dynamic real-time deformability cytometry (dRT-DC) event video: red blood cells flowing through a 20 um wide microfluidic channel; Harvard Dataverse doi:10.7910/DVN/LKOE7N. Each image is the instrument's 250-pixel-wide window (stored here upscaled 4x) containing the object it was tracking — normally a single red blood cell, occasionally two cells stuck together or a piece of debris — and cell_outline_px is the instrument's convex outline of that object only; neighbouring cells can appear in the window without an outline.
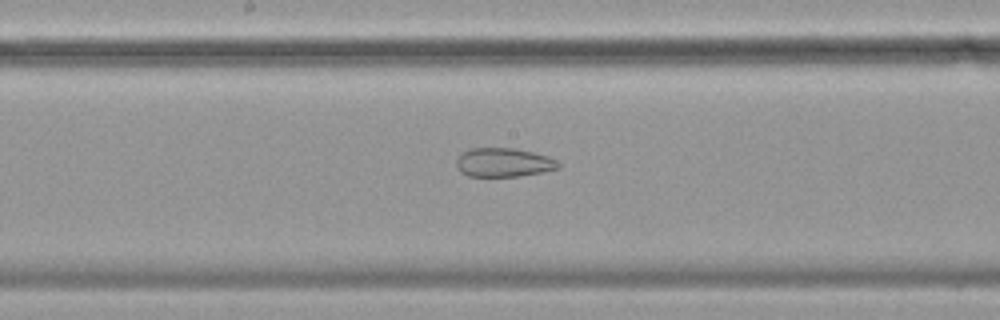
{"species": "common noctule bat (a hibernating species)", "species_latin": "Nyctalus noctula", "temperature_condition": "cold", "stored_images_in_passage": 49, "camera_frame_rate_fps": 3000, "um_per_image_px": 0.085, "animal": {"sex": "female", "body_mass_g": 19.9}, "frame": {"image": 1, "passage_image": 22, "time_ms": 7.0, "image_size_px": [1000, 320], "cell_outline_px": [[560, 168], [520, 176], [468, 176], [460, 172], [456, 164], [456, 160], [468, 148], [512, 148], [532, 152], [548, 156], [556, 160], [560, 164]], "centroid_in_image_um": [42.8, 13.81], "position_along_channel_um": 205.4, "area_um2": 17.05}}
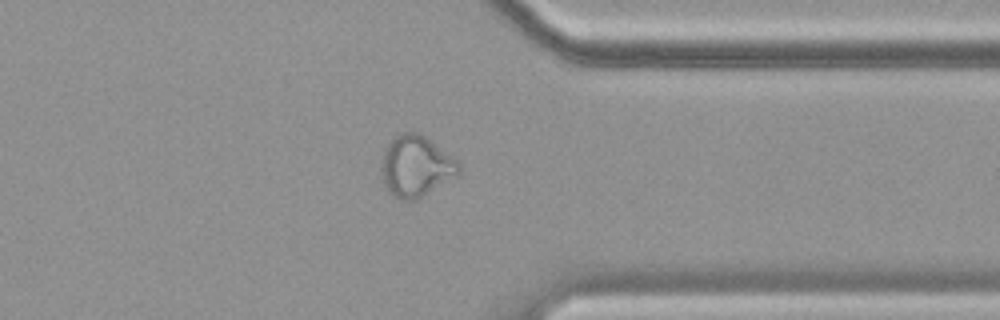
{"frame": {"image": 2, "passage_image": 37, "time_ms": 12.0, "image_size_px": [1000, 320], "cell_outline_px": [[460, 176], [416, 200], [404, 200], [388, 192], [384, 184], [380, 172], [380, 164], [384, 152], [388, 144], [400, 132], [420, 132], [456, 160], [460, 164]], "centroid_in_image_um": [35.37, 14.15], "position_along_channel_um": 376.0, "area_um2": 27.8}}
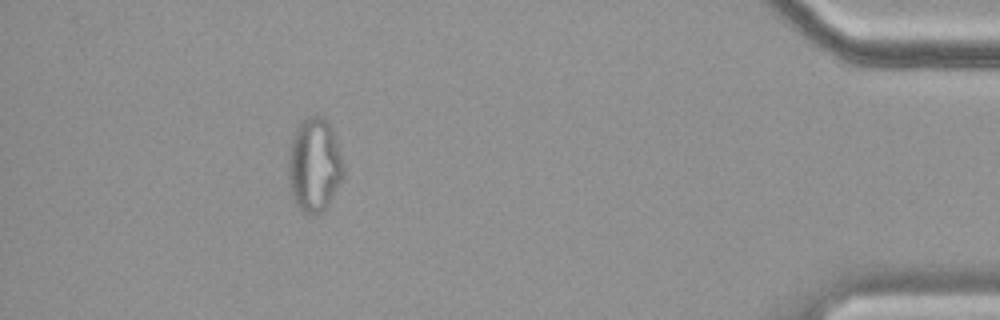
{"frame": {"image": 3, "passage_image": 44, "time_ms": 14.333, "image_size_px": [1000, 320], "cell_outline_px": [[344, 176], [328, 204], [316, 216], [304, 212], [296, 204], [292, 196], [288, 176], [288, 148], [296, 128], [308, 116], [324, 116], [328, 120], [332, 128], [344, 168]], "centroid_in_image_um": [26.7, 14.01], "position_along_channel_um": 408.5, "area_um2": 30.11}, "authors_computed_cell_mechanics": {"area_um2": 26.7036, "velocity_mm_per_s": 3.5098, "shape_relaxation_time_tau1_ms": null, "shape_relaxation_time_tau2_ms": 1.8771, "deformation_change_tau1": null, "deformation_change_tau2": 0.0826}}